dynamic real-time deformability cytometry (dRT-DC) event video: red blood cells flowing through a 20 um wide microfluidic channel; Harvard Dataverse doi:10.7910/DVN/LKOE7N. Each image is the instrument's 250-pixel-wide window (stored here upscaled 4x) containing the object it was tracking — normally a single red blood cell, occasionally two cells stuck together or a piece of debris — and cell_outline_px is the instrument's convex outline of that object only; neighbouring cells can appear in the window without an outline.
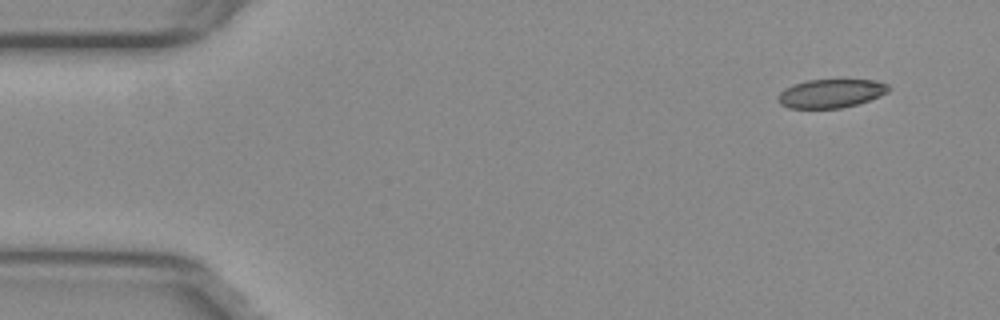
{"species": "common noctule bat (a hibernating species)", "species_latin": "Nyctalus noctula", "temperature_condition": "warm", "stored_images_in_passage": 12, "camera_frame_rate_fps": 3000, "um_per_image_px": 0.085, "animal": {"sex": "female", "body_mass_g": 29.2, "forearm_length_mm": 56.3}, "frame": {"image": 1, "passage_image": 1, "time_ms": 0.0, "image_size_px": [1000, 320], "cell_outline_px": [[892, 88], [888, 92], [880, 96], [856, 104], [840, 108], [788, 108], [780, 104], [776, 100], [776, 96], [784, 88], [792, 84], [808, 80], [840, 76], [876, 80], [888, 84]], "centroid_in_image_um": [70.64, 7.87], "position_along_channel_um": 14.4, "area_um2": 19.59}}
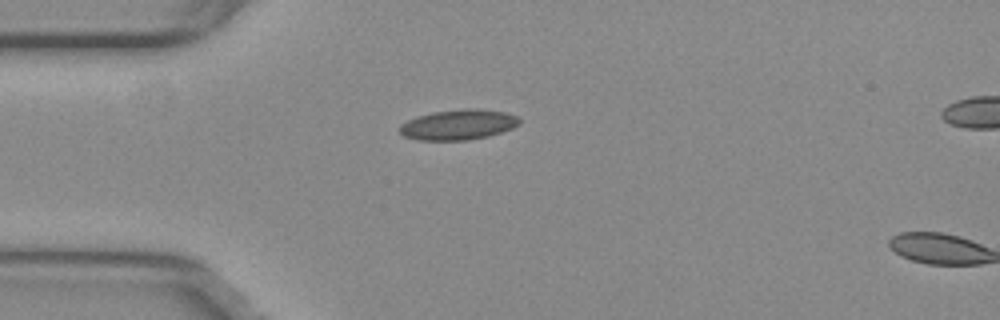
{"frame": {"image": 2, "passage_image": 11, "time_ms": 3.333, "image_size_px": [1000, 320], "cell_outline_px": [[520, 124], [512, 128], [488, 136], [464, 140], [420, 140], [404, 136], [400, 132], [400, 124], [416, 116], [432, 112], [460, 108], [480, 108], [504, 112], [516, 116], [520, 120]], "centroid_in_image_um": [38.95, 10.58], "position_along_channel_um": 46.1, "area_um2": 21.15}}